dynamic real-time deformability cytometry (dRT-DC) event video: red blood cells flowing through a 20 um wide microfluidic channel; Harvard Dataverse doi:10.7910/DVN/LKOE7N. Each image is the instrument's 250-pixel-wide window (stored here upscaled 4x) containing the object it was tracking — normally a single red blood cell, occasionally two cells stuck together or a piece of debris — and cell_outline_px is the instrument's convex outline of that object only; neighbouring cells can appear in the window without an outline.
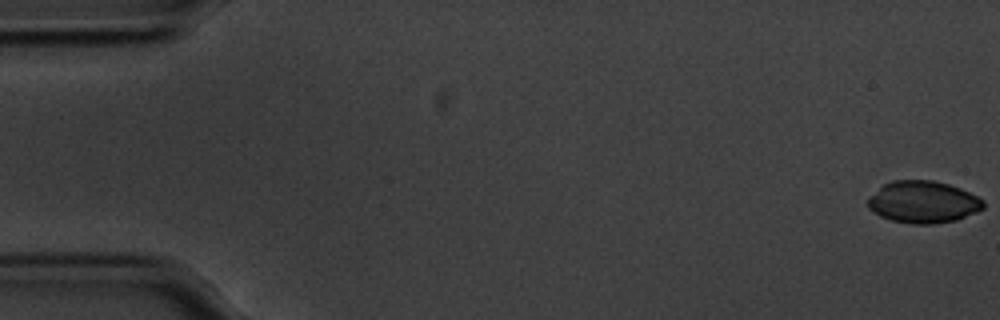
{"species": "common noctule bat (a hibernating species)", "species_latin": "Nyctalus noctula", "temperature_condition": "cold", "stored_images_in_passage": 8, "camera_frame_rate_fps": 3000, "um_per_image_px": 0.085, "animal": {"sex": "male", "body_mass_g": 20.1, "forearm_length_mm": 53.5}, "frame": {"image": 1, "passage_image": 1, "time_ms": 0.0, "image_size_px": [1000, 320], "cell_outline_px": [[980, 208], [960, 216], [944, 220], [900, 220], [888, 216], [880, 212], [924, 184], [940, 184], [952, 188], [980, 200]], "centroid_in_image_um": [79.27, 17.36], "position_along_channel_um": 5.7, "area_um2": 17.46}}